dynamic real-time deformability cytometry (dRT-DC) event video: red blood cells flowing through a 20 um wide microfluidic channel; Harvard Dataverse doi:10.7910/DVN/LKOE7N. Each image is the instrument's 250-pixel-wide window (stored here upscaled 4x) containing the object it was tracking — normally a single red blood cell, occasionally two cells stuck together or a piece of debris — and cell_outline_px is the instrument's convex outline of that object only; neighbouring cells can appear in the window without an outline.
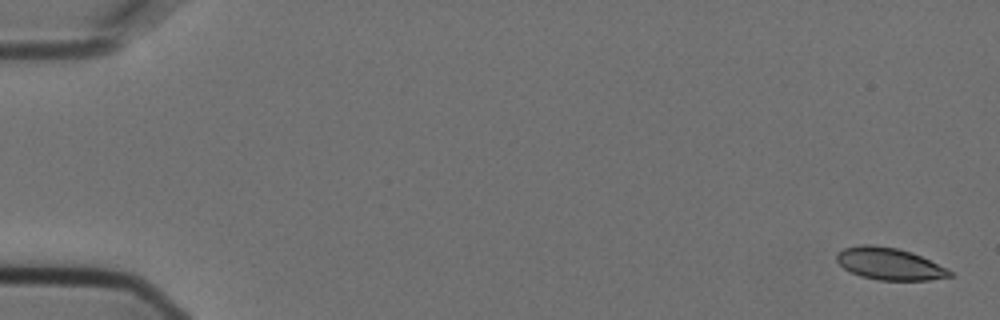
{"species": "Egyptian fruit bat (a non-hibernating species)", "species_latin": "Rousettus aegyptiacus", "temperature_condition": "cold", "stored_images_in_passage": 3, "camera_frame_rate_fps": 3000, "um_per_image_px": 0.085, "animal": {"sex": "female"}, "frame": {"image": 1, "passage_image": 1, "time_ms": 0.0, "image_size_px": [1000, 320], "cell_outline_px": [[952, 276], [928, 280], [880, 280], [860, 276], [844, 268], [836, 260], [836, 252], [844, 248], [860, 244], [872, 244], [896, 248], [912, 252], [948, 268], [952, 272]], "centroid_in_image_um": [75.59, 22.41], "position_along_channel_um": 9.4, "area_um2": 21.15}}